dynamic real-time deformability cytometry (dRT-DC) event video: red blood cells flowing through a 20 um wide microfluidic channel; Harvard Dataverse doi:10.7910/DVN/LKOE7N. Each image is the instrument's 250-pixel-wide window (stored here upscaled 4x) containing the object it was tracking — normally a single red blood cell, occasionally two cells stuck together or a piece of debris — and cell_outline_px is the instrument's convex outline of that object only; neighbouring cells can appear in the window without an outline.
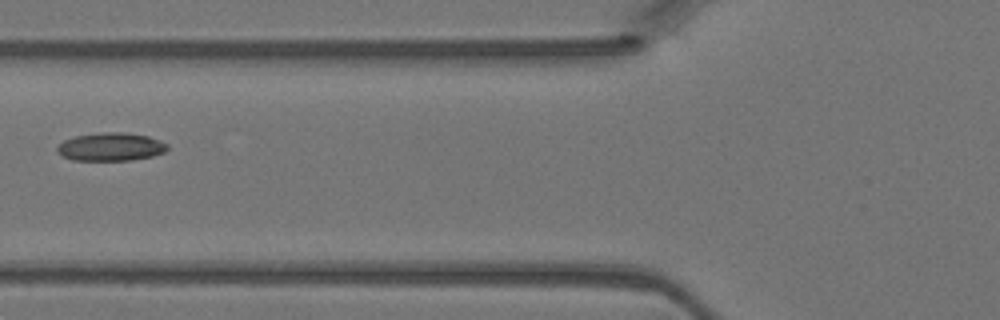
{"species": "Egyptian fruit bat (a non-hibernating species)", "species_latin": "Rousettus aegyptiacus", "temperature_condition": "warm", "stored_images_in_passage": 5, "camera_frame_rate_fps": 3000, "um_per_image_px": 0.085, "animal": {"sex": "female"}, "frame": {"image": 1, "passage_image": 5, "time_ms": 1.333, "image_size_px": [1000, 320], "cell_outline_px": [[168, 148], [164, 152], [152, 156], [132, 160], [72, 160], [64, 156], [56, 148], [64, 140], [76, 136], [104, 132], [124, 132], [148, 136], [160, 140], [168, 144]], "centroid_in_image_um": [9.46, 12.47], "position_along_channel_um": 116.3, "area_um2": 17.92}}